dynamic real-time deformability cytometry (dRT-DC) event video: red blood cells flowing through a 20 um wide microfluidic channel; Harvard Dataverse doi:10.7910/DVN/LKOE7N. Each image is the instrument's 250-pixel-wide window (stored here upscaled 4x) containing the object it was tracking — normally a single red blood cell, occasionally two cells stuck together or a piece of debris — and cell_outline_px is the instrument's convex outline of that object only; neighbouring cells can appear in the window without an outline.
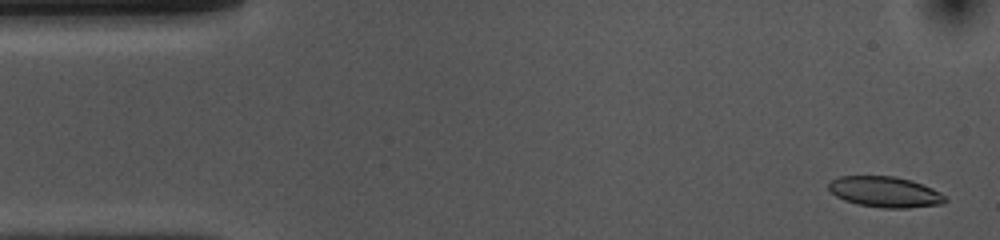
{"species": "common noctule bat (a hibernating species)", "species_latin": "Nyctalus noctula", "temperature_condition": "cold", "stored_images_in_passage": 53, "camera_frame_rate_fps": 3000, "um_per_image_px": 0.085, "animal": {"sex": "female", "body_mass_g": 10.0, "forearm_length_mm": 53.1}, "frame": {"image": 1, "passage_image": 2, "time_ms": 0.333, "image_size_px": [1000, 240], "cell_outline_px": [[948, 200], [944, 204], [908, 208], [884, 208], [860, 204], [844, 200], [836, 196], [828, 188], [828, 184], [832, 180], [840, 176], [896, 176], [912, 180], [932, 188], [940, 192]], "centroid_in_image_um": [75.26, 16.31], "position_along_channel_um": 9.7, "area_um2": 20.87}}
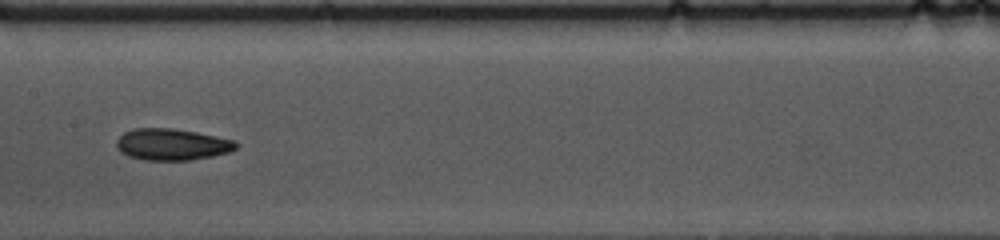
{"frame": {"image": 2, "passage_image": 25, "time_ms": 8.0, "image_size_px": [1000, 240], "cell_outline_px": [[236, 148], [228, 152], [212, 156], [192, 160], [144, 160], [128, 156], [120, 152], [116, 144], [116, 140], [124, 132], [132, 128], [172, 128], [196, 132], [236, 140]], "centroid_in_image_um": [14.59, 12.27], "position_along_channel_um": 192.8, "area_um2": 22.02}}
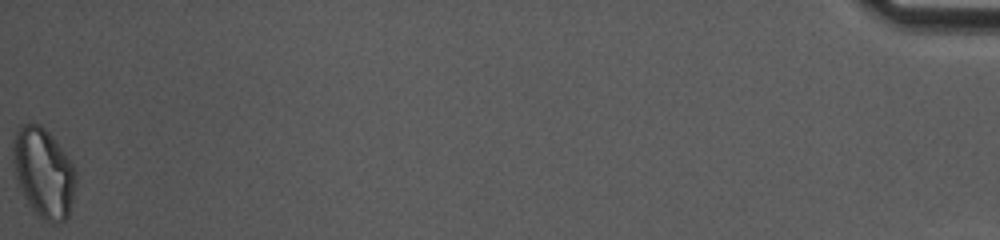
{"frame": {"image": 3, "passage_image": 53, "time_ms": 17.333, "image_size_px": [1000, 240], "cell_outline_px": [[76, 184], [68, 216], [60, 224], [52, 224], [44, 220], [32, 208], [24, 196], [16, 176], [12, 164], [12, 144], [16, 132], [24, 124], [40, 124], [52, 136], [76, 168]], "centroid_in_image_um": [3.71, 14.69], "position_along_channel_um": 431.5, "area_um2": 32.6}, "authors_computed_cell_mechanics": {"area_um2": 21.675, "velocity_mm_per_s": 3.7084, "shape_relaxation_time_tau1_ms": 4.5716, "shape_relaxation_time_tau2_ms": 6.2262, "deformation_change_tau1": 0.1296, "deformation_change_tau2": 0.1221}}